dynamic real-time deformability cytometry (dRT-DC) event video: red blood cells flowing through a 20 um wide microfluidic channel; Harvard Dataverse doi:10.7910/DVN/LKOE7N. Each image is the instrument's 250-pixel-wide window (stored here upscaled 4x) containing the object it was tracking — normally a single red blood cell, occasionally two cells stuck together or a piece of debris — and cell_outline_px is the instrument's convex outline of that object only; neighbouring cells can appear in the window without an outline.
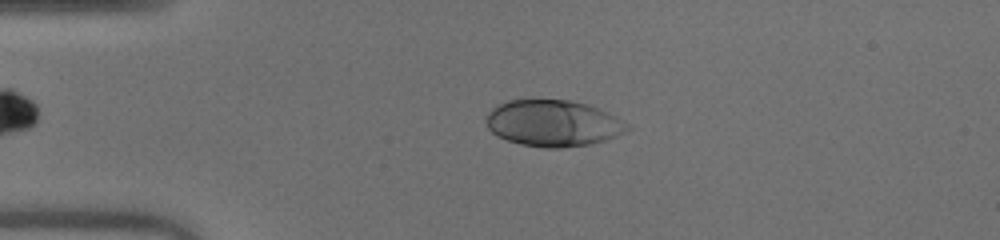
{"species": "human", "species_latin": "Homo sapiens", "temperature_condition": "warm", "stored_images_in_passage": 50, "camera_frame_rate_fps": 3000, "um_per_image_px": 0.085, "donor": {"sex": "male"}, "frame": {"image": 1, "passage_image": 11, "time_ms": 3.333, "image_size_px": [1000, 240], "cell_outline_px": [[632, 128], [616, 136], [592, 144], [560, 148], [544, 148], [520, 144], [496, 136], [488, 128], [488, 112], [496, 104], [508, 100], [568, 100], [588, 104], [608, 112], [616, 116], [628, 124]], "centroid_in_image_um": [47.03, 10.48], "position_along_channel_um": 38.0, "area_um2": 38.21}}
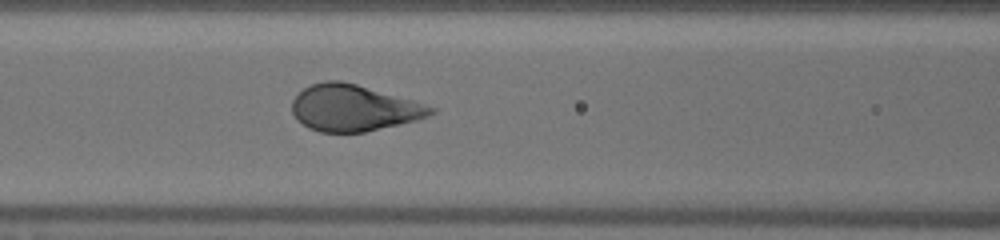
{"frame": {"image": 2, "passage_image": 21, "time_ms": 6.667, "image_size_px": [1000, 240], "cell_outline_px": [[436, 112], [428, 116], [416, 120], [364, 132], [320, 132], [308, 128], [292, 112], [292, 100], [304, 88], [312, 84], [324, 80], [340, 80], [356, 84], [412, 100], [436, 108]], "centroid_in_image_um": [30.05, 9.17], "position_along_channel_um": 136.5, "area_um2": 37.05}}
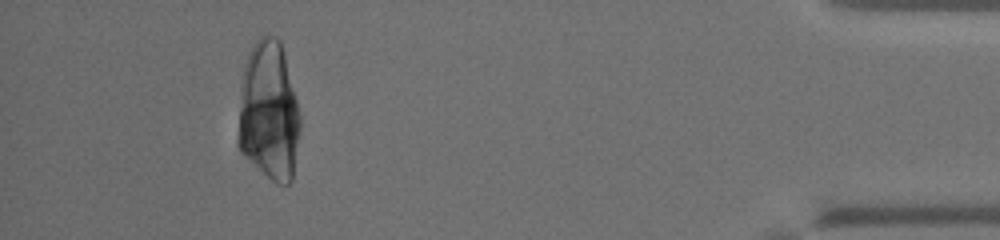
{"frame": {"image": 3, "passage_image": 46, "time_ms": 15.0, "image_size_px": [1000, 240], "cell_outline_px": [[300, 132], [292, 180], [288, 184], [276, 184], [244, 156], [240, 152], [236, 144], [236, 140], [244, 64], [248, 52], [256, 40], [260, 36], [276, 36], [280, 40], [284, 52], [300, 116]], "centroid_in_image_um": [22.84, 9.51], "position_along_channel_um": 412.4, "area_um2": 50.63}}